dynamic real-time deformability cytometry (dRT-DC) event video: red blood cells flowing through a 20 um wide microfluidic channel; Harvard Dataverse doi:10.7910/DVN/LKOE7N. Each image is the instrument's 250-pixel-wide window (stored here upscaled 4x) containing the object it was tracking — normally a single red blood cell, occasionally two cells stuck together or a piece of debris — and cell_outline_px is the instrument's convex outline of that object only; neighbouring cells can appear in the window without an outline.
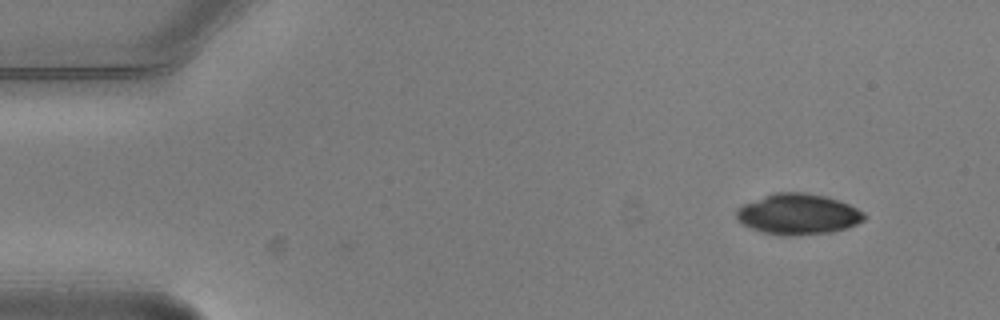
{"species": "common noctule bat (a hibernating species)", "species_latin": "Nyctalus noctula", "temperature_condition": "warm", "stored_images_in_passage": 3, "camera_frame_rate_fps": 3000, "um_per_image_px": 0.085, "animal": {"sex": "male", "body_mass_g": 20.5, "forearm_length_mm": 52.5}, "frame": {"image": 1, "passage_image": 3, "time_ms": 0.667, "image_size_px": [1000, 320], "cell_outline_px": [[868, 216], [864, 220], [848, 228], [832, 232], [792, 236], [780, 236], [764, 232], [752, 228], [744, 224], [736, 216], [736, 208], [744, 204], [764, 196], [776, 192], [804, 192], [824, 196], [840, 200], [864, 212]], "centroid_in_image_um": [67.88, 18.21], "position_along_channel_um": 17.1, "area_um2": 30.35}}